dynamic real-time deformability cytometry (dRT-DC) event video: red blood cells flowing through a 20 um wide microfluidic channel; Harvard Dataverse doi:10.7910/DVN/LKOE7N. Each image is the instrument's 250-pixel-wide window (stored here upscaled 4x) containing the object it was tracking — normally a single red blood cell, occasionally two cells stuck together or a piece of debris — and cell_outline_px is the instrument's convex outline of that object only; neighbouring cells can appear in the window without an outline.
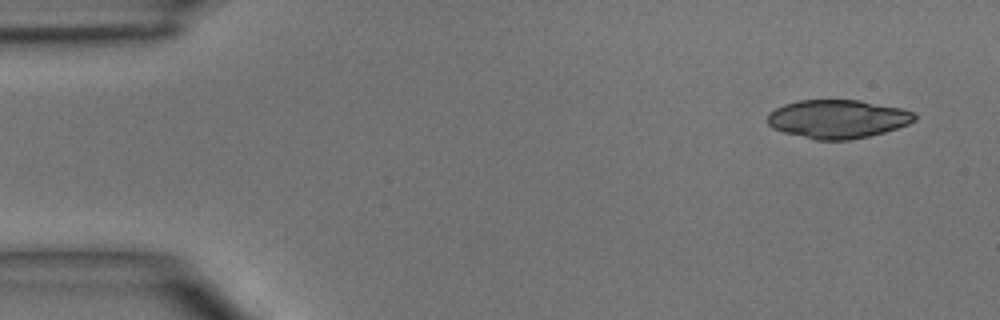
{"species": "common noctule bat (a hibernating species)", "species_latin": "Nyctalus noctula", "temperature_condition": "room temperature", "stored_images_in_passage": 5, "segment_of_instrument_passage": [1, 2], "camera_frame_rate_fps": 3000, "um_per_image_px": 0.085, "animal": {"sex": "male", "body_mass_g": 15.6}, "frame": {"image": 1, "passage_image": 1, "time_ms": 0.0, "image_size_px": [1000, 320], "cell_outline_px": [[916, 120], [908, 124], [884, 132], [868, 136], [848, 140], [816, 140], [784, 132], [772, 128], [768, 124], [768, 112], [784, 104], [800, 100], [860, 100], [900, 108], [916, 112]], "centroid_in_image_um": [71.2, 10.11], "position_along_channel_um": 13.8, "area_um2": 33.0}}